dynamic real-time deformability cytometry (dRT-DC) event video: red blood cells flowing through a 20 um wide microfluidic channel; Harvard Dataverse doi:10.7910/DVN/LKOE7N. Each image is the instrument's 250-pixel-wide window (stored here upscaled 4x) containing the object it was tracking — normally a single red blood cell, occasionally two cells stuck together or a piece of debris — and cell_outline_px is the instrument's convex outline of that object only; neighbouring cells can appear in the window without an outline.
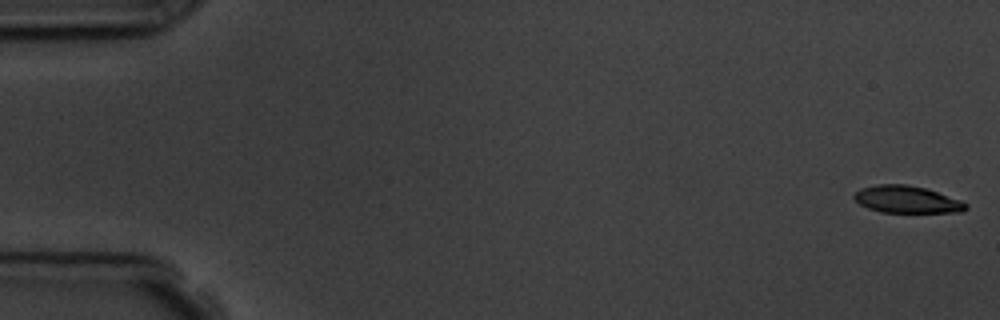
{"species": "common noctule bat (a hibernating species)", "species_latin": "Nyctalus noctula", "temperature_condition": "room temperature", "stored_images_in_passage": 9, "camera_frame_rate_fps": 3000, "um_per_image_px": 0.085, "animal": {"sex": "male", "body_mass_g": 19.5, "forearm_length_mm": 54.6}, "frame": {"image": 1, "passage_image": 1, "time_ms": 0.0, "image_size_px": [1000, 320], "cell_outline_px": [[968, 208], [964, 212], [880, 212], [868, 208], [860, 204], [852, 196], [860, 188], [876, 184], [908, 184], [924, 188], [960, 200], [968, 204]], "centroid_in_image_um": [77.07, 16.95], "position_along_channel_um": 7.9, "area_um2": 17.63}}
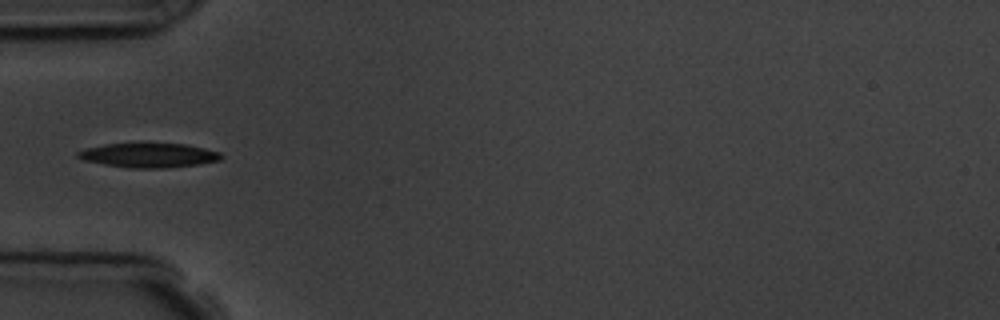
{"frame": {"image": 2, "passage_image": 6, "time_ms": 5.667, "image_size_px": [1000, 320], "cell_outline_px": [[224, 156], [220, 160], [200, 164], [164, 168], [128, 168], [104, 164], [84, 160], [76, 156], [76, 152], [88, 148], [104, 144], [144, 140], [184, 144], [204, 148], [220, 152]], "centroid_in_image_um": [12.64, 13.15], "position_along_channel_um": 72.4, "area_um2": 21.33}}